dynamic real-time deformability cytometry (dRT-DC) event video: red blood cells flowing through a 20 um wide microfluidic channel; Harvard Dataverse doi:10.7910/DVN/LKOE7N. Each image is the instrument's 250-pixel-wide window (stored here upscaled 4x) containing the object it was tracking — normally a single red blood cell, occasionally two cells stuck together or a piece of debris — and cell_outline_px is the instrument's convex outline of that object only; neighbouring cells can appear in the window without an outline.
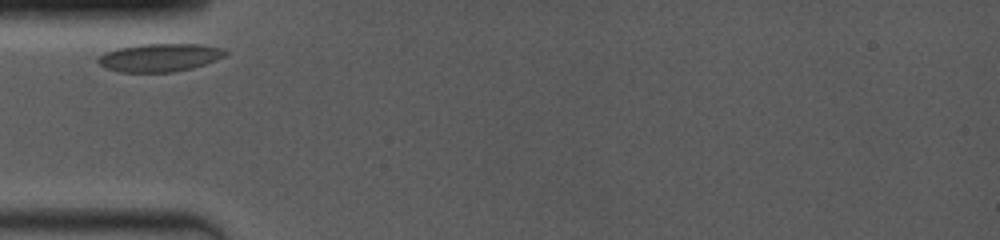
{"species": "common noctule bat (a hibernating species)", "species_latin": "Nyctalus noctula", "temperature_condition": "room temperature", "stored_images_in_passage": 6, "camera_frame_rate_fps": 4000, "um_per_image_px": 0.085, "animal": {"sex": "female", "body_mass_g": 19.0, "forearm_length_mm": 53.3}, "frame": {"image": 1, "passage_image": 1, "time_ms": 0.0, "image_size_px": [1000, 240], "cell_outline_px": [[228, 52], [224, 56], [216, 60], [192, 68], [172, 72], [120, 72], [104, 68], [96, 60], [100, 56], [108, 52], [120, 48], [140, 44], [204, 44], [224, 48]], "centroid_in_image_um": [13.61, 4.89], "position_along_channel_um": 71.4, "area_um2": 20.75}}
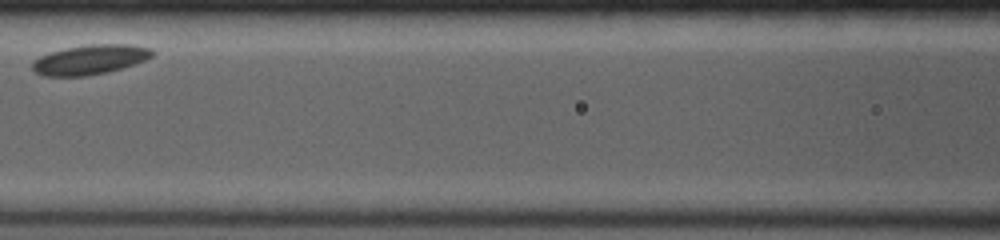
{"frame": {"image": 2, "passage_image": 4, "time_ms": 2.5, "image_size_px": [1000, 240], "cell_outline_px": [[152, 56], [144, 60], [124, 68], [108, 72], [84, 76], [44, 76], [36, 72], [32, 68], [32, 60], [48, 52], [64, 48], [88, 44], [132, 44], [148, 48], [152, 52]], "centroid_in_image_um": [7.6, 5.06], "position_along_channel_um": 159.0, "area_um2": 20.81}}
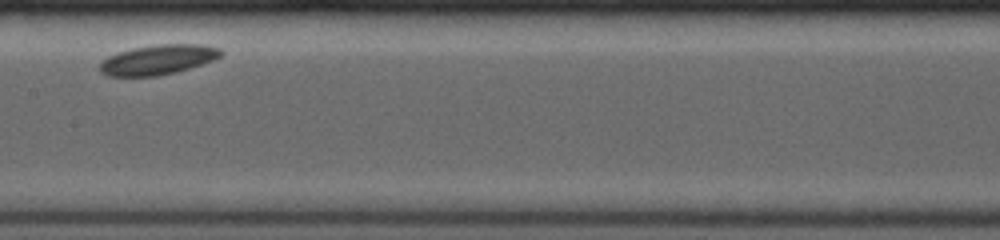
{"frame": {"image": 3, "passage_image": 5, "time_ms": 3.5, "image_size_px": [1000, 240], "cell_outline_px": [[224, 52], [220, 56], [212, 60], [176, 72], [156, 76], [108, 76], [100, 72], [100, 64], [108, 56], [116, 52], [132, 48], [156, 44], [204, 44], [220, 48]], "centroid_in_image_um": [13.42, 5.06], "position_along_channel_um": 194.0, "area_um2": 21.04}}